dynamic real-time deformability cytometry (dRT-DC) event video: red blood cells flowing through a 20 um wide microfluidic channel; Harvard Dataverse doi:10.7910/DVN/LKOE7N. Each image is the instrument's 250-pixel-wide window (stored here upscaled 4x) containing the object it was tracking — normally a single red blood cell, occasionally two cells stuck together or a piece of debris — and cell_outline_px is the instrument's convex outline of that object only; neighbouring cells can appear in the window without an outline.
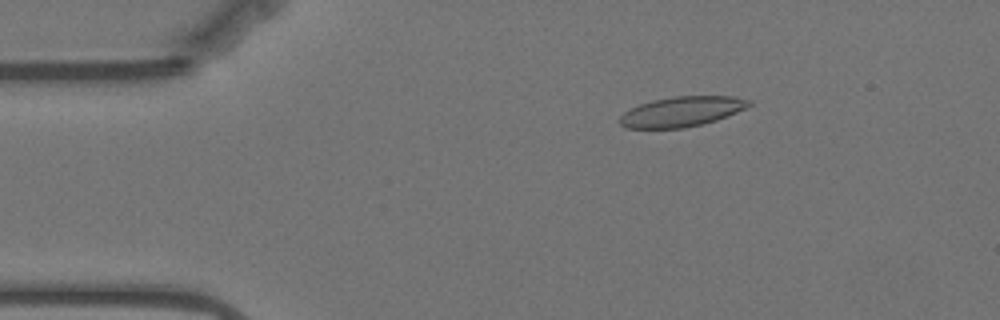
{"species": "Egyptian fruit bat (a non-hibernating species)", "species_latin": "Rousettus aegyptiacus", "temperature_condition": "warm", "stored_images_in_passage": 49, "camera_frame_rate_fps": 3000, "um_per_image_px": 0.085, "animal": {"sex": "female"}, "frame": {"image": 1, "passage_image": 1, "time_ms": 0.0, "image_size_px": [1000, 320], "cell_outline_px": [[752, 104], [728, 116], [716, 120], [684, 128], [624, 128], [616, 120], [624, 112], [640, 104], [652, 100], [672, 96], [736, 96], [752, 100]], "centroid_in_image_um": [57.93, 9.48], "position_along_channel_um": 27.1, "area_um2": 22.72}}
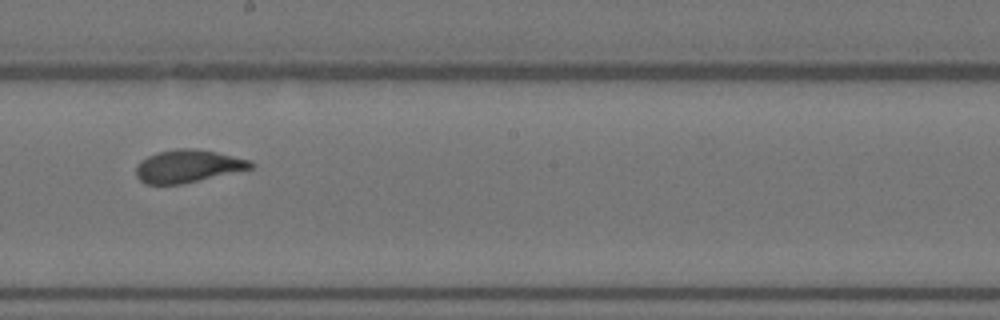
{"frame": {"image": 2, "passage_image": 23, "time_ms": 7.333, "image_size_px": [1000, 320], "cell_outline_px": [[256, 164], [252, 168], [180, 184], [144, 184], [136, 176], [136, 164], [140, 160], [156, 152], [176, 148], [192, 148], [216, 152], [252, 160]], "centroid_in_image_um": [15.94, 14.11], "position_along_channel_um": 232.3, "area_um2": 21.85}}
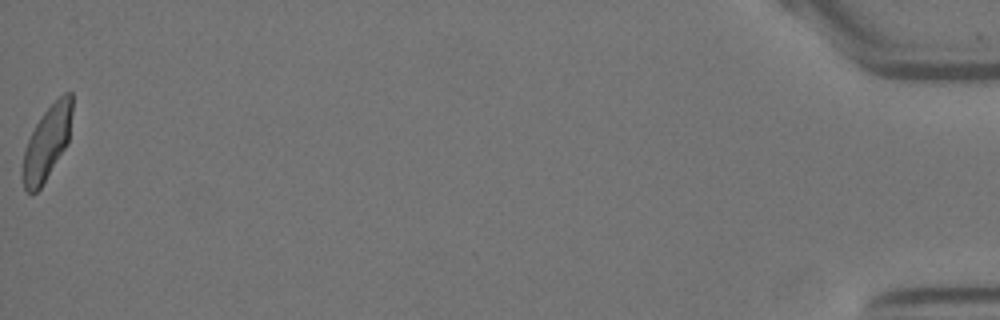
{"frame": {"image": 3, "passage_image": 49, "time_ms": 16.0, "image_size_px": [1000, 320], "cell_outline_px": [[72, 112], [68, 140], [64, 148], [40, 188], [36, 192], [28, 192], [24, 188], [20, 176], [20, 172], [24, 148], [36, 124], [44, 112], [64, 92], [72, 92]], "centroid_in_image_um": [3.95, 12.15], "position_along_channel_um": 431.3, "area_um2": 20.98}, "authors_computed_cell_mechanics": {"area_um2": 22.1374, "velocity_mm_per_s": 3.5024, "shape_relaxation_time_tau1_ms": 6.9612, "shape_relaxation_time_tau2_ms": 0.7964, "deformation_change_tau1": 0.2075, "deformation_change_tau2": 0.0532}}